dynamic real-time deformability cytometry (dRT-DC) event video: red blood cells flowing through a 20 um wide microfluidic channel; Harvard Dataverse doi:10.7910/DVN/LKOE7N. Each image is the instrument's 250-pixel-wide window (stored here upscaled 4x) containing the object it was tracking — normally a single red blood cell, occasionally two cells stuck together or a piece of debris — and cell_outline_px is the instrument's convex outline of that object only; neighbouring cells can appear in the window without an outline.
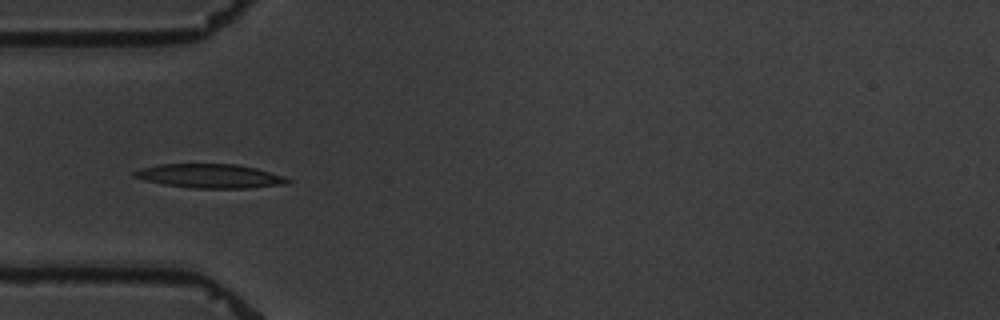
{"species": "common noctule bat (a hibernating species)", "species_latin": "Nyctalus noctula", "temperature_condition": "warm", "stored_images_in_passage": 7, "camera_frame_rate_fps": 3000, "um_per_image_px": 0.085, "animal": {"sex": "male", "body_mass_g": 19.5, "forearm_length_mm": 54.6}, "frame": {"image": 1, "passage_image": 4, "time_ms": 4.333, "image_size_px": [1000, 320], "cell_outline_px": [[292, 180], [288, 184], [248, 188], [192, 188], [164, 184], [144, 180], [132, 176], [132, 172], [140, 168], [160, 164], [236, 164], [256, 168], [284, 176]], "centroid_in_image_um": [17.85, 14.96], "position_along_channel_um": 67.2, "area_um2": 21.5}}
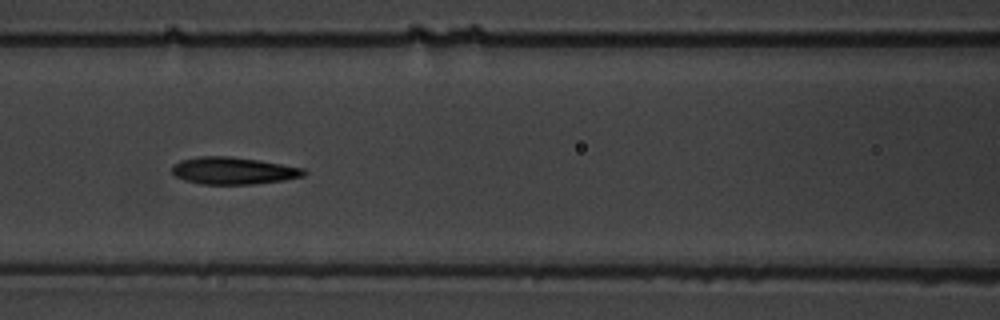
{"frame": {"image": 2, "passage_image": 6, "time_ms": 6.667, "image_size_px": [1000, 320], "cell_outline_px": [[308, 172], [304, 176], [284, 180], [252, 184], [200, 184], [184, 180], [176, 176], [172, 172], [172, 164], [180, 160], [196, 156], [228, 156], [260, 160], [304, 168]], "centroid_in_image_um": [19.82, 14.5], "position_along_channel_um": 146.8, "area_um2": 21.04}}
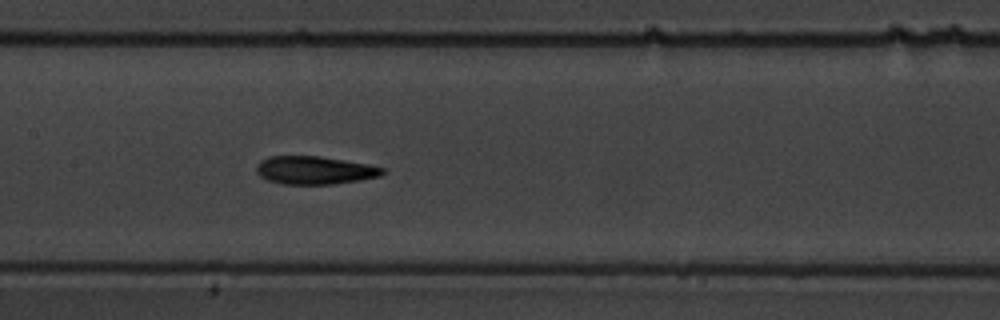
{"frame": {"image": 3, "passage_image": 7, "time_ms": 7.667, "image_size_px": [1000, 320], "cell_outline_px": [[388, 172], [380, 176], [360, 180], [332, 184], [284, 184], [268, 180], [260, 176], [256, 172], [256, 168], [260, 160], [268, 156], [320, 156], [344, 160], [384, 168]], "centroid_in_image_um": [26.73, 14.47], "position_along_channel_um": 180.7, "area_um2": 20.58}}